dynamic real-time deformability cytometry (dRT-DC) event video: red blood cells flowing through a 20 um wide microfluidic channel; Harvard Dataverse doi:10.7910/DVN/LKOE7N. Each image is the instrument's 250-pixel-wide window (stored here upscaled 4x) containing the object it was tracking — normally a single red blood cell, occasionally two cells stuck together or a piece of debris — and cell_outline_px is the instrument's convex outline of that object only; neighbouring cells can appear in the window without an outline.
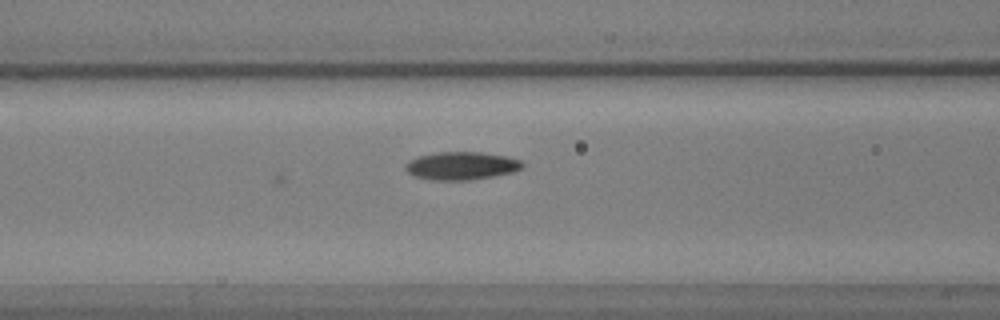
{"species": "common noctule bat (a hibernating species)", "species_latin": "Nyctalus noctula", "temperature_condition": "warm", "stored_images_in_passage": 13, "camera_frame_rate_fps": 3000, "um_per_image_px": 0.085, "animal": {"sex": "male", "body_mass_g": 17.9, "forearm_length_mm": 54.2}, "frame": {"image": 1, "passage_image": 13, "time_ms": 4.0, "image_size_px": [1000, 320], "cell_outline_px": [[524, 168], [512, 172], [492, 176], [468, 180], [432, 180], [416, 176], [408, 172], [404, 168], [404, 164], [408, 160], [420, 156], [436, 152], [480, 152], [508, 156], [520, 160], [524, 164]], "centroid_in_image_um": [39.23, 14.08], "position_along_channel_um": 127.4, "area_um2": 19.07}}